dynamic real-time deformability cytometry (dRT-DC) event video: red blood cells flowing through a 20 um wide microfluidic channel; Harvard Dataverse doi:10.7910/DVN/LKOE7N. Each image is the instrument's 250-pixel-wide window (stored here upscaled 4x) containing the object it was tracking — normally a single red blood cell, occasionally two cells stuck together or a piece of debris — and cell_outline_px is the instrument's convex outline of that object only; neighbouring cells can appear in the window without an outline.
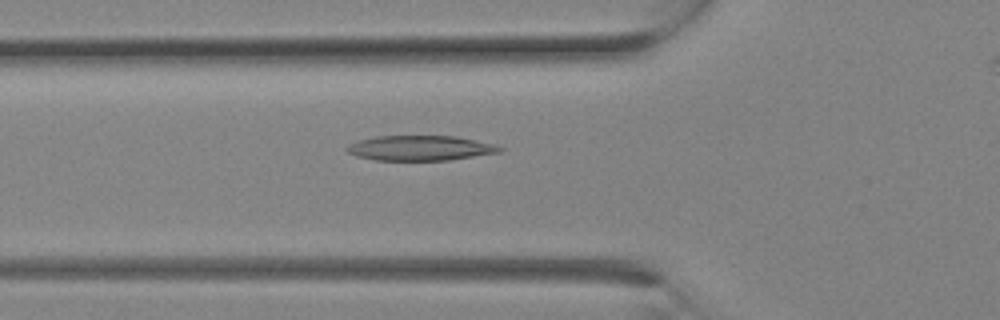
{"species": "Egyptian fruit bat (a non-hibernating species)", "species_latin": "Rousettus aegyptiacus", "temperature_condition": "room temperature", "stored_images_in_passage": 12, "camera_frame_rate_fps": 3000, "um_per_image_px": 0.085, "animal": {"sex": "female"}, "frame": {"image": 1, "passage_image": 7, "time_ms": 2.0, "image_size_px": [1000, 320], "cell_outline_px": [[504, 148], [500, 152], [448, 160], [376, 160], [356, 156], [348, 152], [344, 148], [348, 144], [360, 140], [376, 136], [456, 136], [492, 144]], "centroid_in_image_um": [35.67, 12.58], "position_along_channel_um": 90.1, "area_um2": 22.08}}
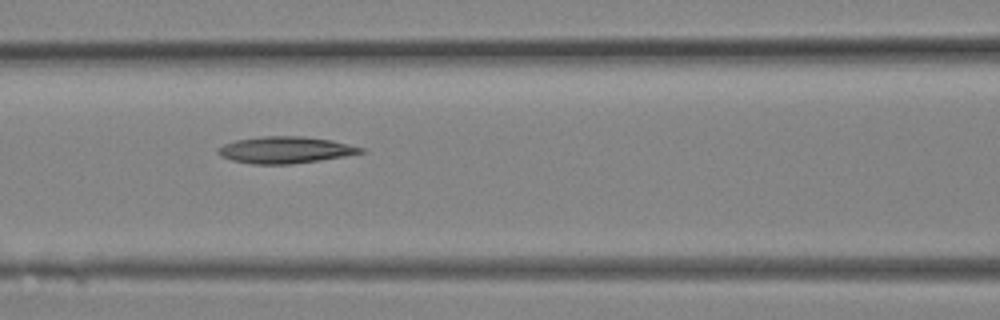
{"frame": {"image": 2, "passage_image": 9, "time_ms": 2.667, "image_size_px": [1000, 320], "cell_outline_px": [[364, 152], [344, 156], [320, 160], [292, 164], [252, 164], [232, 160], [220, 156], [216, 152], [216, 148], [224, 144], [236, 140], [260, 136], [304, 136], [332, 140], [364, 148]], "centroid_in_image_um": [24.21, 12.74], "position_along_channel_um": 142.4, "area_um2": 22.25}}
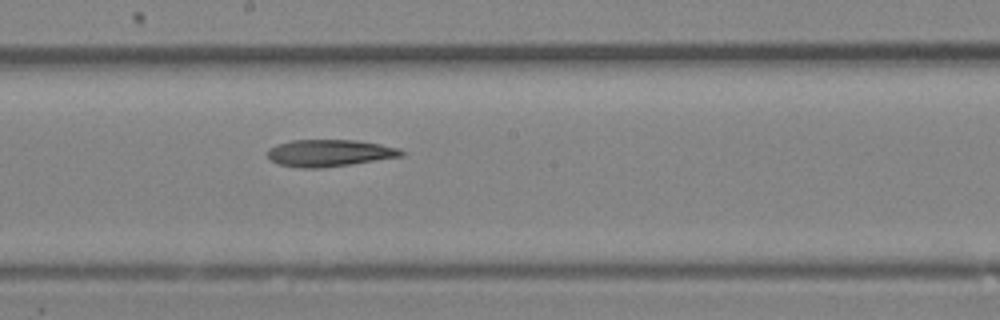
{"frame": {"image": 3, "passage_image": 12, "time_ms": 3.667, "image_size_px": [1000, 320], "cell_outline_px": [[408, 152], [404, 156], [352, 164], [324, 168], [300, 168], [280, 164], [272, 160], [268, 156], [268, 152], [276, 144], [292, 140], [356, 140], [380, 144], [400, 148]], "centroid_in_image_um": [28.09, 13.01], "position_along_channel_um": 220.1, "area_um2": 21.1}}